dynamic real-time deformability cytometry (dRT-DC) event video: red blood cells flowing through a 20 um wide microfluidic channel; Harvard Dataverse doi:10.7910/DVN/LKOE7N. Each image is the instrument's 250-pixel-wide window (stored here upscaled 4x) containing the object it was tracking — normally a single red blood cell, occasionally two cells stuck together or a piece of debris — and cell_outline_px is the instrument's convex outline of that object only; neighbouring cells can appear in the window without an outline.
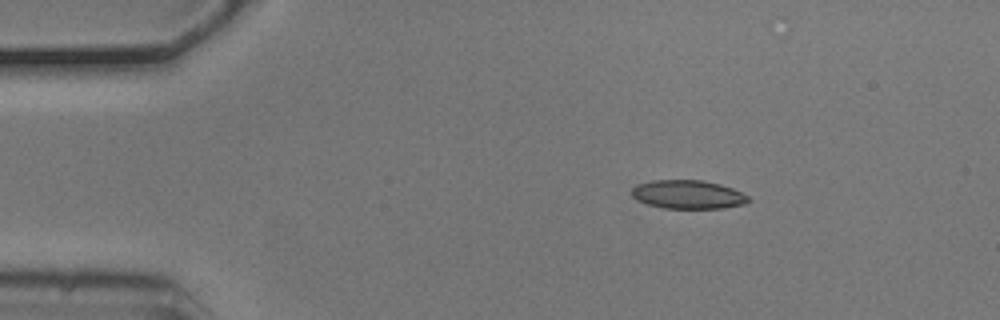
{"species": "common noctule bat (a hibernating species)", "species_latin": "Nyctalus noctula", "temperature_condition": "cold", "stored_images_in_passage": 7, "camera_frame_rate_fps": 3000, "um_per_image_px": 0.085, "animal": {"sex": "male", "body_mass_g": 20.5, "forearm_length_mm": 52.5}, "frame": {"image": 1, "passage_image": 3, "time_ms": 0.667, "image_size_px": [1000, 320], "cell_outline_px": [[752, 200], [744, 204], [724, 208], [664, 208], [648, 204], [636, 200], [632, 196], [632, 188], [636, 184], [652, 180], [700, 180], [720, 184], [732, 188], [748, 196]], "centroid_in_image_um": [58.47, 16.53], "position_along_channel_um": 26.5, "area_um2": 19.48}}
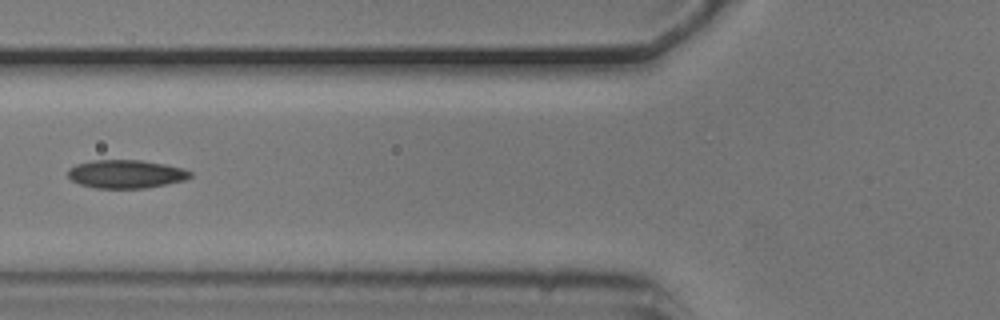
{"frame": {"image": 2, "passage_image": 6, "time_ms": 1.667, "image_size_px": [1000, 320], "cell_outline_px": [[192, 176], [184, 180], [144, 188], [96, 188], [80, 184], [72, 180], [68, 176], [68, 168], [76, 164], [92, 160], [140, 160], [164, 164], [184, 168], [192, 172]], "centroid_in_image_um": [10.69, 14.78], "position_along_channel_um": 115.1, "area_um2": 20.11}}
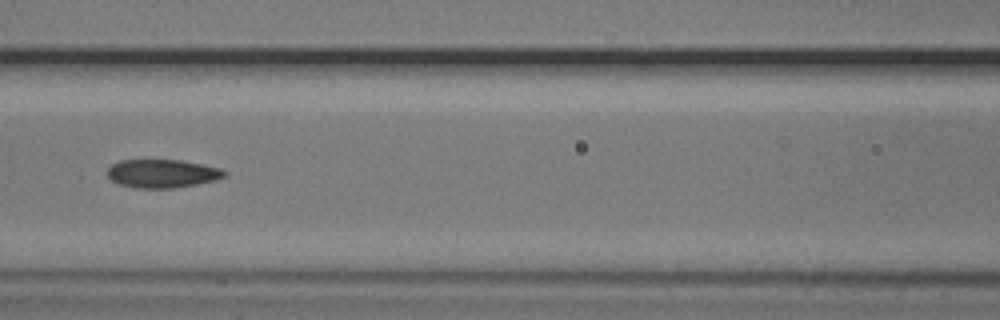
{"frame": {"image": 3, "passage_image": 7, "time_ms": 2.0, "image_size_px": [1000, 320], "cell_outline_px": [[228, 176], [216, 180], [196, 184], [172, 188], [136, 188], [120, 184], [112, 180], [108, 176], [108, 168], [112, 164], [120, 160], [180, 160], [220, 168], [228, 172]], "centroid_in_image_um": [13.82, 14.75], "position_along_channel_um": 152.8, "area_um2": 19.31}}